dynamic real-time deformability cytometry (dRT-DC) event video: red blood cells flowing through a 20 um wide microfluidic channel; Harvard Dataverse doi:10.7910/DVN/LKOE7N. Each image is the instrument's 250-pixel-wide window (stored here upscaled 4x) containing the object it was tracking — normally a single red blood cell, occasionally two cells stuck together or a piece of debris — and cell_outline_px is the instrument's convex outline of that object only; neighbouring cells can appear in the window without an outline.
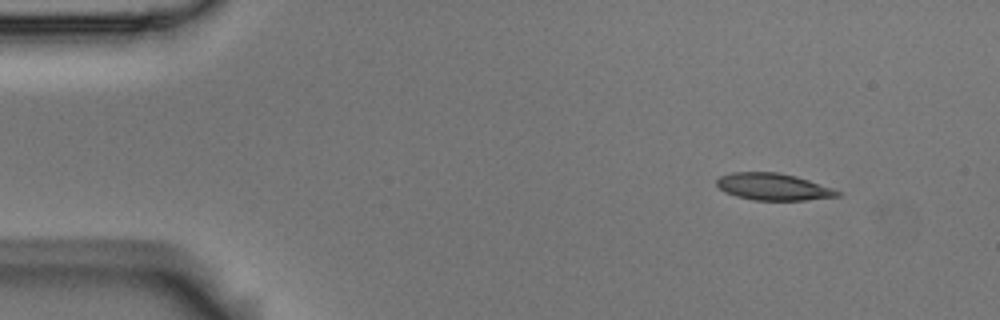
{"species": "Egyptian fruit bat (a non-hibernating species)", "species_latin": "Rousettus aegyptiacus", "temperature_condition": "room temperature", "stored_images_in_passage": 3, "camera_frame_rate_fps": 3000, "um_per_image_px": 0.085, "animal": {"sex": "male"}, "frame": {"image": 1, "passage_image": 1, "time_ms": 0.0, "image_size_px": [1000, 320], "cell_outline_px": [[840, 196], [804, 200], [752, 200], [736, 196], [724, 192], [716, 184], [716, 180], [720, 176], [732, 172], [776, 172], [796, 176], [832, 188], [840, 192]], "centroid_in_image_um": [65.69, 15.87], "position_along_channel_um": 19.3, "area_um2": 18.84}}
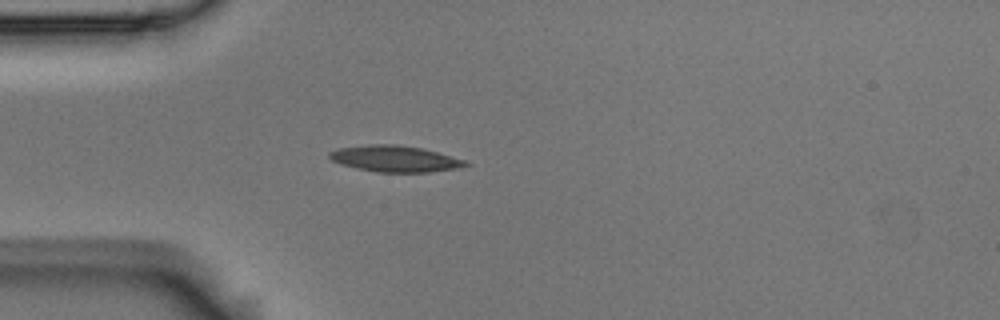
{"frame": {"image": 2, "passage_image": 3, "time_ms": 0.667, "image_size_px": [1000, 320], "cell_outline_px": [[468, 164], [452, 168], [432, 172], [376, 172], [340, 164], [332, 160], [328, 156], [328, 152], [340, 148], [368, 144], [396, 144], [420, 148], [436, 152], [464, 160]], "centroid_in_image_um": [33.48, 13.49], "position_along_channel_um": 51.5, "area_um2": 20.4}}